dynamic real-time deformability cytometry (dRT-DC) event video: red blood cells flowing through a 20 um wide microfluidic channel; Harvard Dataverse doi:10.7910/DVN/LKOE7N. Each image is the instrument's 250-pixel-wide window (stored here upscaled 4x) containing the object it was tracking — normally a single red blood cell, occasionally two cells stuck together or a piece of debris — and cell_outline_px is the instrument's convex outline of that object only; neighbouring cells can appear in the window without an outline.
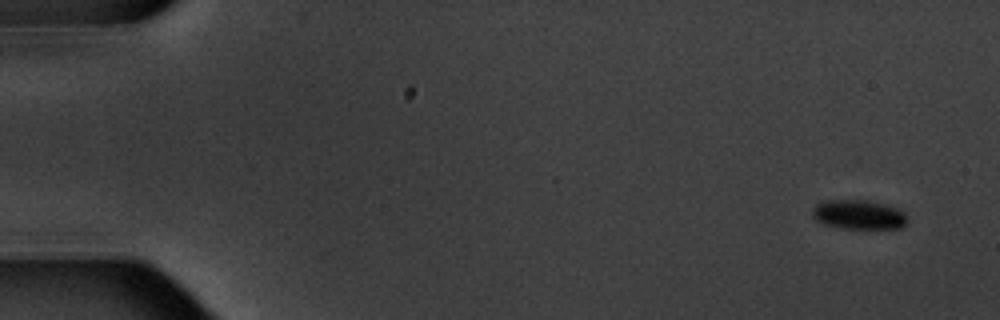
{"species": "common noctule bat (a hibernating species)", "species_latin": "Nyctalus noctula", "temperature_condition": "warm", "stored_images_in_passage": 5, "camera_frame_rate_fps": 3000, "um_per_image_px": 0.085, "animal": {"sex": "male", "body_mass_g": 20.1, "forearm_length_mm": 53.5}, "frame": {"image": 1, "passage_image": 1, "time_ms": 0.0, "image_size_px": [1000, 320], "cell_outline_px": [[908, 220], [900, 228], [844, 228], [824, 224], [816, 220], [812, 216], [812, 212], [816, 204], [824, 200], [868, 200], [888, 204], [900, 208], [904, 212]], "centroid_in_image_um": [73.01, 18.22], "position_along_channel_um": 12.0, "area_um2": 16.36}}
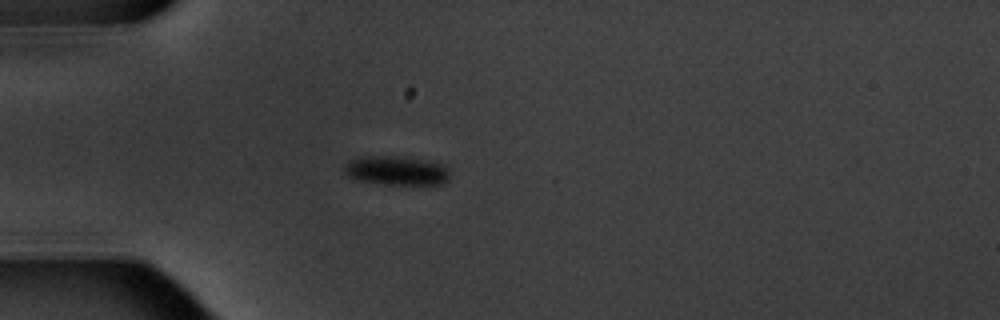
{"frame": {"image": 2, "passage_image": 5, "time_ms": 4.667, "image_size_px": [1000, 320], "cell_outline_px": [[448, 180], [440, 184], [384, 184], [360, 180], [348, 176], [344, 172], [344, 168], [352, 160], [360, 156], [408, 156], [428, 160], [444, 164], [448, 168]], "centroid_in_image_um": [33.74, 14.48], "position_along_channel_um": 51.3, "area_um2": 17.92}}